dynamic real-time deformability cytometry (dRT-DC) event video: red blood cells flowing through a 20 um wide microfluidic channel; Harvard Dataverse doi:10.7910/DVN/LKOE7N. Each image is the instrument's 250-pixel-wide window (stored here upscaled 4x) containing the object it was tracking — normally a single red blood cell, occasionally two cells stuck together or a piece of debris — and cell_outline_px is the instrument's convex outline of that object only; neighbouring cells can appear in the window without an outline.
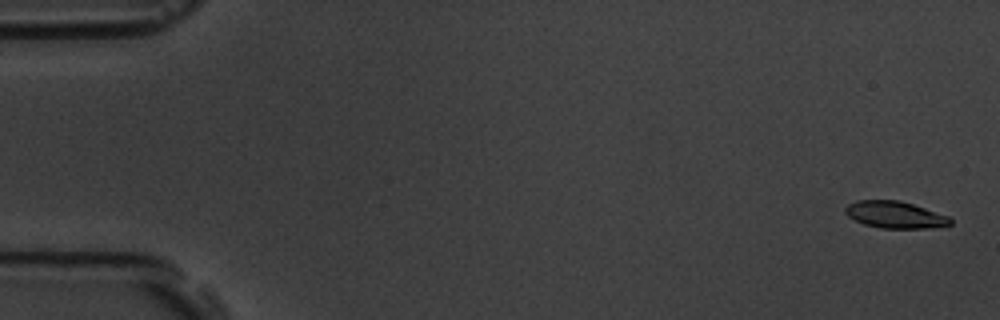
{"species": "common noctule bat (a hibernating species)", "species_latin": "Nyctalus noctula", "temperature_condition": "room temperature", "stored_images_in_passage": 11, "camera_frame_rate_fps": 3000, "um_per_image_px": 0.085, "animal": {"sex": "male", "body_mass_g": 19.5, "forearm_length_mm": 54.6}, "frame": {"image": 1, "passage_image": 1, "time_ms": 0.0, "image_size_px": [1000, 320], "cell_outline_px": [[952, 224], [928, 228], [880, 228], [864, 224], [848, 216], [844, 212], [844, 208], [848, 204], [856, 200], [900, 200], [948, 216], [952, 220]], "centroid_in_image_um": [76.04, 18.25], "position_along_channel_um": 9.0, "area_um2": 16.36}}
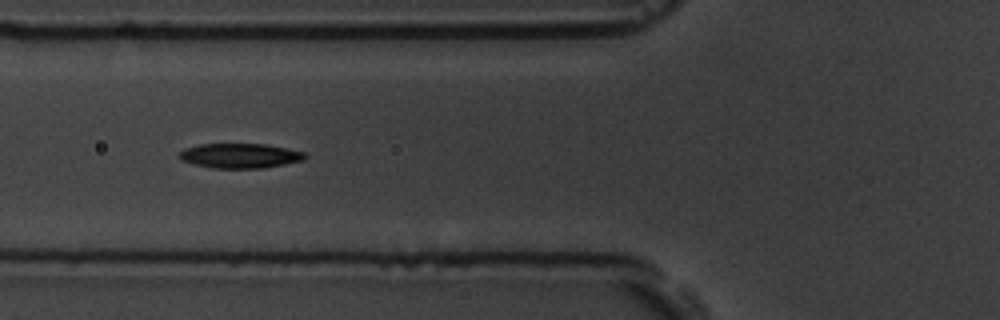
{"frame": {"image": 2, "passage_image": 6, "time_ms": 6.667, "image_size_px": [1000, 320], "cell_outline_px": [[308, 156], [304, 160], [264, 168], [212, 168], [192, 164], [180, 160], [180, 152], [184, 148], [200, 144], [264, 144], [304, 152]], "centroid_in_image_um": [20.38, 13.24], "position_along_channel_um": 105.4, "area_um2": 18.09}}
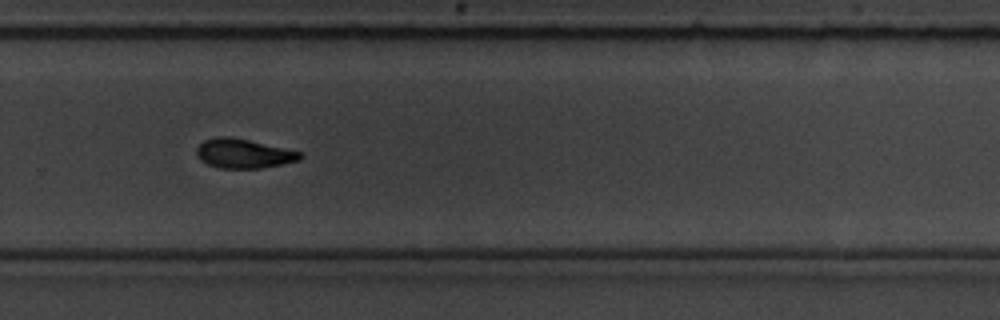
{"frame": {"image": 3, "passage_image": 11, "time_ms": 12.333, "image_size_px": [1000, 320], "cell_outline_px": [[304, 156], [300, 160], [260, 168], [220, 168], [208, 164], [200, 160], [196, 152], [196, 148], [204, 140], [216, 136], [228, 136], [248, 140], [304, 152]], "centroid_in_image_um": [20.72, 13.04], "position_along_channel_um": 309.1, "area_um2": 17.69}}